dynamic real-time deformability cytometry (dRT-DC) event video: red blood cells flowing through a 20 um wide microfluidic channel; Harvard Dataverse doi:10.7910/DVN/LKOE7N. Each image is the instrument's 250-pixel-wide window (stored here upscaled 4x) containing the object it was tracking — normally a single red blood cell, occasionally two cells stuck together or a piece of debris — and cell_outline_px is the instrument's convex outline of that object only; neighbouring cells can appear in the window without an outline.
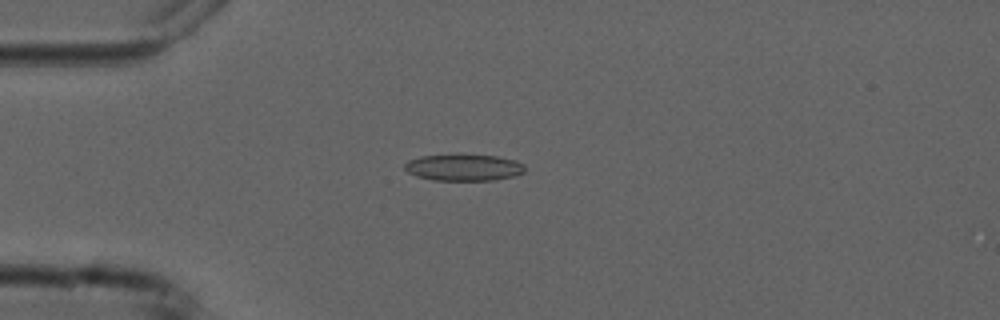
{"species": "common noctule bat (a hibernating species)", "species_latin": "Nyctalus noctula", "temperature_condition": "cold", "stored_images_in_passage": 6, "camera_frame_rate_fps": 3000, "um_per_image_px": 0.085, "animal": {"sex": "male", "forearm_length_mm": 52.5}, "frame": {"image": 1, "passage_image": 4, "time_ms": 3.667, "image_size_px": [1000, 320], "cell_outline_px": [[524, 172], [512, 176], [496, 180], [432, 180], [416, 176], [408, 172], [404, 168], [404, 164], [408, 160], [420, 156], [496, 156], [516, 160], [524, 164]], "centroid_in_image_um": [39.41, 14.26], "position_along_channel_um": 45.6, "area_um2": 18.21}}
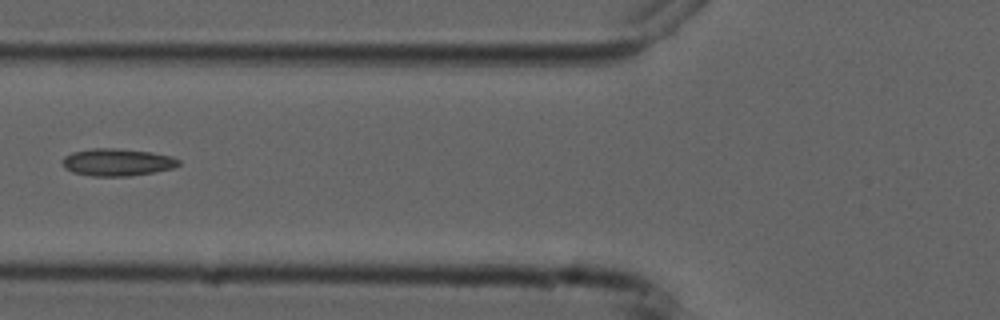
{"frame": {"image": 2, "passage_image": 6, "time_ms": 6.0, "image_size_px": [1000, 320], "cell_outline_px": [[180, 164], [172, 168], [152, 172], [128, 176], [92, 176], [72, 172], [64, 168], [64, 156], [72, 152], [92, 148], [116, 148], [152, 152], [172, 156], [180, 160]], "centroid_in_image_um": [9.96, 13.78], "position_along_channel_um": 115.8, "area_um2": 18.44}}